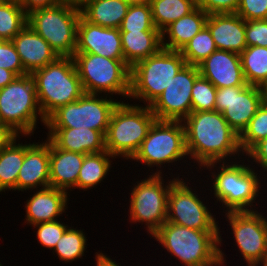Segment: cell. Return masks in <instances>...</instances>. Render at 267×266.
<instances>
[{
  "mask_svg": "<svg viewBox=\"0 0 267 266\" xmlns=\"http://www.w3.org/2000/svg\"><path fill=\"white\" fill-rule=\"evenodd\" d=\"M104 96L84 93L77 101L53 112L46 119L45 126L47 128H89L100 131L105 136L113 110L119 102L111 99V95Z\"/></svg>",
  "mask_w": 267,
  "mask_h": 266,
  "instance_id": "obj_11",
  "label": "cell"
},
{
  "mask_svg": "<svg viewBox=\"0 0 267 266\" xmlns=\"http://www.w3.org/2000/svg\"><path fill=\"white\" fill-rule=\"evenodd\" d=\"M207 18L208 14L197 6L192 12L174 21L161 32L162 47L167 50L180 51L206 26ZM165 37L168 39L165 40Z\"/></svg>",
  "mask_w": 267,
  "mask_h": 266,
  "instance_id": "obj_25",
  "label": "cell"
},
{
  "mask_svg": "<svg viewBox=\"0 0 267 266\" xmlns=\"http://www.w3.org/2000/svg\"><path fill=\"white\" fill-rule=\"evenodd\" d=\"M261 105L259 86L247 84L216 90L214 110L222 113L224 119L239 136Z\"/></svg>",
  "mask_w": 267,
  "mask_h": 266,
  "instance_id": "obj_16",
  "label": "cell"
},
{
  "mask_svg": "<svg viewBox=\"0 0 267 266\" xmlns=\"http://www.w3.org/2000/svg\"><path fill=\"white\" fill-rule=\"evenodd\" d=\"M152 20L162 32L167 26L192 12L197 4L192 0H151Z\"/></svg>",
  "mask_w": 267,
  "mask_h": 266,
  "instance_id": "obj_30",
  "label": "cell"
},
{
  "mask_svg": "<svg viewBox=\"0 0 267 266\" xmlns=\"http://www.w3.org/2000/svg\"><path fill=\"white\" fill-rule=\"evenodd\" d=\"M185 65L180 51L164 48L138 61L131 67L129 98L151 106Z\"/></svg>",
  "mask_w": 267,
  "mask_h": 266,
  "instance_id": "obj_6",
  "label": "cell"
},
{
  "mask_svg": "<svg viewBox=\"0 0 267 266\" xmlns=\"http://www.w3.org/2000/svg\"><path fill=\"white\" fill-rule=\"evenodd\" d=\"M236 14L245 21L267 19V0H240Z\"/></svg>",
  "mask_w": 267,
  "mask_h": 266,
  "instance_id": "obj_41",
  "label": "cell"
},
{
  "mask_svg": "<svg viewBox=\"0 0 267 266\" xmlns=\"http://www.w3.org/2000/svg\"><path fill=\"white\" fill-rule=\"evenodd\" d=\"M200 76L198 66L186 64L150 106L157 120L183 121L192 112L191 92Z\"/></svg>",
  "mask_w": 267,
  "mask_h": 266,
  "instance_id": "obj_15",
  "label": "cell"
},
{
  "mask_svg": "<svg viewBox=\"0 0 267 266\" xmlns=\"http://www.w3.org/2000/svg\"><path fill=\"white\" fill-rule=\"evenodd\" d=\"M162 169L157 170L147 179H142L134 184L130 194L129 212L132 223H143L150 237L166 222L168 194L171 185L179 179V176L168 180L164 185Z\"/></svg>",
  "mask_w": 267,
  "mask_h": 266,
  "instance_id": "obj_10",
  "label": "cell"
},
{
  "mask_svg": "<svg viewBox=\"0 0 267 266\" xmlns=\"http://www.w3.org/2000/svg\"><path fill=\"white\" fill-rule=\"evenodd\" d=\"M38 118L46 124L31 74L17 76L0 90V123L26 137L34 134Z\"/></svg>",
  "mask_w": 267,
  "mask_h": 266,
  "instance_id": "obj_7",
  "label": "cell"
},
{
  "mask_svg": "<svg viewBox=\"0 0 267 266\" xmlns=\"http://www.w3.org/2000/svg\"><path fill=\"white\" fill-rule=\"evenodd\" d=\"M0 68L10 70L17 76L28 74L23 67L19 54L12 41L0 39Z\"/></svg>",
  "mask_w": 267,
  "mask_h": 266,
  "instance_id": "obj_39",
  "label": "cell"
},
{
  "mask_svg": "<svg viewBox=\"0 0 267 266\" xmlns=\"http://www.w3.org/2000/svg\"><path fill=\"white\" fill-rule=\"evenodd\" d=\"M188 157L182 121L155 120L138 152L131 160L148 167L181 161Z\"/></svg>",
  "mask_w": 267,
  "mask_h": 266,
  "instance_id": "obj_12",
  "label": "cell"
},
{
  "mask_svg": "<svg viewBox=\"0 0 267 266\" xmlns=\"http://www.w3.org/2000/svg\"><path fill=\"white\" fill-rule=\"evenodd\" d=\"M34 143L25 144L24 161L17 178L18 191L50 186L49 139Z\"/></svg>",
  "mask_w": 267,
  "mask_h": 266,
  "instance_id": "obj_19",
  "label": "cell"
},
{
  "mask_svg": "<svg viewBox=\"0 0 267 266\" xmlns=\"http://www.w3.org/2000/svg\"><path fill=\"white\" fill-rule=\"evenodd\" d=\"M75 53H91L109 59L124 60L120 30L92 24L81 16L77 26Z\"/></svg>",
  "mask_w": 267,
  "mask_h": 266,
  "instance_id": "obj_17",
  "label": "cell"
},
{
  "mask_svg": "<svg viewBox=\"0 0 267 266\" xmlns=\"http://www.w3.org/2000/svg\"><path fill=\"white\" fill-rule=\"evenodd\" d=\"M200 75L209 80L217 89L246 86L240 54L216 50L198 65Z\"/></svg>",
  "mask_w": 267,
  "mask_h": 266,
  "instance_id": "obj_18",
  "label": "cell"
},
{
  "mask_svg": "<svg viewBox=\"0 0 267 266\" xmlns=\"http://www.w3.org/2000/svg\"><path fill=\"white\" fill-rule=\"evenodd\" d=\"M15 137L0 151V193L17 190V178L25 155V144L16 143Z\"/></svg>",
  "mask_w": 267,
  "mask_h": 266,
  "instance_id": "obj_28",
  "label": "cell"
},
{
  "mask_svg": "<svg viewBox=\"0 0 267 266\" xmlns=\"http://www.w3.org/2000/svg\"><path fill=\"white\" fill-rule=\"evenodd\" d=\"M130 4H150L151 0H127Z\"/></svg>",
  "mask_w": 267,
  "mask_h": 266,
  "instance_id": "obj_50",
  "label": "cell"
},
{
  "mask_svg": "<svg viewBox=\"0 0 267 266\" xmlns=\"http://www.w3.org/2000/svg\"><path fill=\"white\" fill-rule=\"evenodd\" d=\"M27 25L19 1H0V39L11 41Z\"/></svg>",
  "mask_w": 267,
  "mask_h": 266,
  "instance_id": "obj_32",
  "label": "cell"
},
{
  "mask_svg": "<svg viewBox=\"0 0 267 266\" xmlns=\"http://www.w3.org/2000/svg\"><path fill=\"white\" fill-rule=\"evenodd\" d=\"M0 1H19V0H0Z\"/></svg>",
  "mask_w": 267,
  "mask_h": 266,
  "instance_id": "obj_52",
  "label": "cell"
},
{
  "mask_svg": "<svg viewBox=\"0 0 267 266\" xmlns=\"http://www.w3.org/2000/svg\"><path fill=\"white\" fill-rule=\"evenodd\" d=\"M240 0H198L197 6L205 13H236Z\"/></svg>",
  "mask_w": 267,
  "mask_h": 266,
  "instance_id": "obj_42",
  "label": "cell"
},
{
  "mask_svg": "<svg viewBox=\"0 0 267 266\" xmlns=\"http://www.w3.org/2000/svg\"><path fill=\"white\" fill-rule=\"evenodd\" d=\"M85 154L57 148L49 140L50 186L67 192L77 188Z\"/></svg>",
  "mask_w": 267,
  "mask_h": 266,
  "instance_id": "obj_24",
  "label": "cell"
},
{
  "mask_svg": "<svg viewBox=\"0 0 267 266\" xmlns=\"http://www.w3.org/2000/svg\"><path fill=\"white\" fill-rule=\"evenodd\" d=\"M73 60L85 93L129 98L131 67L125 60L91 53H75Z\"/></svg>",
  "mask_w": 267,
  "mask_h": 266,
  "instance_id": "obj_8",
  "label": "cell"
},
{
  "mask_svg": "<svg viewBox=\"0 0 267 266\" xmlns=\"http://www.w3.org/2000/svg\"><path fill=\"white\" fill-rule=\"evenodd\" d=\"M216 50L214 39L208 27L205 26L184 45L180 53L186 61V64L198 66Z\"/></svg>",
  "mask_w": 267,
  "mask_h": 266,
  "instance_id": "obj_34",
  "label": "cell"
},
{
  "mask_svg": "<svg viewBox=\"0 0 267 266\" xmlns=\"http://www.w3.org/2000/svg\"><path fill=\"white\" fill-rule=\"evenodd\" d=\"M11 41L28 74L45 67L59 57L49 43L28 24Z\"/></svg>",
  "mask_w": 267,
  "mask_h": 266,
  "instance_id": "obj_21",
  "label": "cell"
},
{
  "mask_svg": "<svg viewBox=\"0 0 267 266\" xmlns=\"http://www.w3.org/2000/svg\"><path fill=\"white\" fill-rule=\"evenodd\" d=\"M221 231H200L165 222L153 235L185 266H224ZM219 245V246H218Z\"/></svg>",
  "mask_w": 267,
  "mask_h": 266,
  "instance_id": "obj_2",
  "label": "cell"
},
{
  "mask_svg": "<svg viewBox=\"0 0 267 266\" xmlns=\"http://www.w3.org/2000/svg\"><path fill=\"white\" fill-rule=\"evenodd\" d=\"M16 77L17 75L14 72L0 68V90L10 84Z\"/></svg>",
  "mask_w": 267,
  "mask_h": 266,
  "instance_id": "obj_46",
  "label": "cell"
},
{
  "mask_svg": "<svg viewBox=\"0 0 267 266\" xmlns=\"http://www.w3.org/2000/svg\"><path fill=\"white\" fill-rule=\"evenodd\" d=\"M243 75L248 85L260 86L267 81V47H246L241 53Z\"/></svg>",
  "mask_w": 267,
  "mask_h": 266,
  "instance_id": "obj_31",
  "label": "cell"
},
{
  "mask_svg": "<svg viewBox=\"0 0 267 266\" xmlns=\"http://www.w3.org/2000/svg\"><path fill=\"white\" fill-rule=\"evenodd\" d=\"M207 207L179 178L170 187L166 222L200 231H220L215 215Z\"/></svg>",
  "mask_w": 267,
  "mask_h": 266,
  "instance_id": "obj_13",
  "label": "cell"
},
{
  "mask_svg": "<svg viewBox=\"0 0 267 266\" xmlns=\"http://www.w3.org/2000/svg\"><path fill=\"white\" fill-rule=\"evenodd\" d=\"M262 264V265H261ZM260 266H267V254L263 258V260L259 263Z\"/></svg>",
  "mask_w": 267,
  "mask_h": 266,
  "instance_id": "obj_51",
  "label": "cell"
},
{
  "mask_svg": "<svg viewBox=\"0 0 267 266\" xmlns=\"http://www.w3.org/2000/svg\"><path fill=\"white\" fill-rule=\"evenodd\" d=\"M119 30L159 31L153 24L150 4H130Z\"/></svg>",
  "mask_w": 267,
  "mask_h": 266,
  "instance_id": "obj_36",
  "label": "cell"
},
{
  "mask_svg": "<svg viewBox=\"0 0 267 266\" xmlns=\"http://www.w3.org/2000/svg\"><path fill=\"white\" fill-rule=\"evenodd\" d=\"M217 88L201 75L195 80L191 92L192 112L213 111Z\"/></svg>",
  "mask_w": 267,
  "mask_h": 266,
  "instance_id": "obj_37",
  "label": "cell"
},
{
  "mask_svg": "<svg viewBox=\"0 0 267 266\" xmlns=\"http://www.w3.org/2000/svg\"><path fill=\"white\" fill-rule=\"evenodd\" d=\"M81 12L65 0L27 14V24L44 38L59 57H73Z\"/></svg>",
  "mask_w": 267,
  "mask_h": 266,
  "instance_id": "obj_9",
  "label": "cell"
},
{
  "mask_svg": "<svg viewBox=\"0 0 267 266\" xmlns=\"http://www.w3.org/2000/svg\"><path fill=\"white\" fill-rule=\"evenodd\" d=\"M155 120L150 106L119 102L105 134V149L115 158L131 160Z\"/></svg>",
  "mask_w": 267,
  "mask_h": 266,
  "instance_id": "obj_4",
  "label": "cell"
},
{
  "mask_svg": "<svg viewBox=\"0 0 267 266\" xmlns=\"http://www.w3.org/2000/svg\"><path fill=\"white\" fill-rule=\"evenodd\" d=\"M248 158L254 159L252 162H257L261 169L267 171V138L256 143L247 153Z\"/></svg>",
  "mask_w": 267,
  "mask_h": 266,
  "instance_id": "obj_43",
  "label": "cell"
},
{
  "mask_svg": "<svg viewBox=\"0 0 267 266\" xmlns=\"http://www.w3.org/2000/svg\"><path fill=\"white\" fill-rule=\"evenodd\" d=\"M225 213L242 257L248 266H258L267 254V216L256 209Z\"/></svg>",
  "mask_w": 267,
  "mask_h": 266,
  "instance_id": "obj_14",
  "label": "cell"
},
{
  "mask_svg": "<svg viewBox=\"0 0 267 266\" xmlns=\"http://www.w3.org/2000/svg\"><path fill=\"white\" fill-rule=\"evenodd\" d=\"M265 138H267V107L261 105L256 114L251 118L247 128L239 136L242 155Z\"/></svg>",
  "mask_w": 267,
  "mask_h": 266,
  "instance_id": "obj_35",
  "label": "cell"
},
{
  "mask_svg": "<svg viewBox=\"0 0 267 266\" xmlns=\"http://www.w3.org/2000/svg\"><path fill=\"white\" fill-rule=\"evenodd\" d=\"M87 239L83 230L68 227L53 249L61 261L73 262L84 256L87 248ZM86 247V248H85Z\"/></svg>",
  "mask_w": 267,
  "mask_h": 266,
  "instance_id": "obj_33",
  "label": "cell"
},
{
  "mask_svg": "<svg viewBox=\"0 0 267 266\" xmlns=\"http://www.w3.org/2000/svg\"><path fill=\"white\" fill-rule=\"evenodd\" d=\"M120 36L124 60L130 67L163 48L160 31H120Z\"/></svg>",
  "mask_w": 267,
  "mask_h": 266,
  "instance_id": "obj_26",
  "label": "cell"
},
{
  "mask_svg": "<svg viewBox=\"0 0 267 266\" xmlns=\"http://www.w3.org/2000/svg\"><path fill=\"white\" fill-rule=\"evenodd\" d=\"M33 227L37 228L36 236L39 243L43 247L52 250L55 248V245L69 226L61 223L58 220H54L45 223H39Z\"/></svg>",
  "mask_w": 267,
  "mask_h": 266,
  "instance_id": "obj_38",
  "label": "cell"
},
{
  "mask_svg": "<svg viewBox=\"0 0 267 266\" xmlns=\"http://www.w3.org/2000/svg\"><path fill=\"white\" fill-rule=\"evenodd\" d=\"M260 92H261V102L262 105L267 107V81L263 82L259 86Z\"/></svg>",
  "mask_w": 267,
  "mask_h": 266,
  "instance_id": "obj_49",
  "label": "cell"
},
{
  "mask_svg": "<svg viewBox=\"0 0 267 266\" xmlns=\"http://www.w3.org/2000/svg\"><path fill=\"white\" fill-rule=\"evenodd\" d=\"M247 47H267V19L245 21Z\"/></svg>",
  "mask_w": 267,
  "mask_h": 266,
  "instance_id": "obj_40",
  "label": "cell"
},
{
  "mask_svg": "<svg viewBox=\"0 0 267 266\" xmlns=\"http://www.w3.org/2000/svg\"><path fill=\"white\" fill-rule=\"evenodd\" d=\"M68 192L54 187L39 188L35 194L26 201V220L29 225H36L57 218L65 213L68 206Z\"/></svg>",
  "mask_w": 267,
  "mask_h": 266,
  "instance_id": "obj_22",
  "label": "cell"
},
{
  "mask_svg": "<svg viewBox=\"0 0 267 266\" xmlns=\"http://www.w3.org/2000/svg\"><path fill=\"white\" fill-rule=\"evenodd\" d=\"M110 158L115 159L107 150L85 155L77 179V188L87 191L100 184L110 171L112 165Z\"/></svg>",
  "mask_w": 267,
  "mask_h": 266,
  "instance_id": "obj_29",
  "label": "cell"
},
{
  "mask_svg": "<svg viewBox=\"0 0 267 266\" xmlns=\"http://www.w3.org/2000/svg\"><path fill=\"white\" fill-rule=\"evenodd\" d=\"M31 76L45 119L58 108L77 101L85 93L73 57H58L32 72Z\"/></svg>",
  "mask_w": 267,
  "mask_h": 266,
  "instance_id": "obj_3",
  "label": "cell"
},
{
  "mask_svg": "<svg viewBox=\"0 0 267 266\" xmlns=\"http://www.w3.org/2000/svg\"><path fill=\"white\" fill-rule=\"evenodd\" d=\"M182 122L187 154L200 169L212 162H227L228 156L241 155L239 135L222 113L215 110L191 112Z\"/></svg>",
  "mask_w": 267,
  "mask_h": 266,
  "instance_id": "obj_1",
  "label": "cell"
},
{
  "mask_svg": "<svg viewBox=\"0 0 267 266\" xmlns=\"http://www.w3.org/2000/svg\"><path fill=\"white\" fill-rule=\"evenodd\" d=\"M129 7L127 0H97L80 12L81 16L92 24L119 29Z\"/></svg>",
  "mask_w": 267,
  "mask_h": 266,
  "instance_id": "obj_27",
  "label": "cell"
},
{
  "mask_svg": "<svg viewBox=\"0 0 267 266\" xmlns=\"http://www.w3.org/2000/svg\"><path fill=\"white\" fill-rule=\"evenodd\" d=\"M240 161H243V165L239 164ZM240 161L221 162L223 164L212 162L203 166L211 171L212 168L218 167L217 164L220 165L219 170L217 169L218 173L214 171L210 174H212L211 178L213 177L211 180H214L213 194L216 200L226 207L225 212L254 211L252 206L256 205L253 203L259 196L258 194H261L259 192L261 181L258 179L260 176L253 168H250L251 165H244V160Z\"/></svg>",
  "mask_w": 267,
  "mask_h": 266,
  "instance_id": "obj_5",
  "label": "cell"
},
{
  "mask_svg": "<svg viewBox=\"0 0 267 266\" xmlns=\"http://www.w3.org/2000/svg\"><path fill=\"white\" fill-rule=\"evenodd\" d=\"M95 259H96V266H119L115 260L113 261L109 256H107L104 253H95Z\"/></svg>",
  "mask_w": 267,
  "mask_h": 266,
  "instance_id": "obj_47",
  "label": "cell"
},
{
  "mask_svg": "<svg viewBox=\"0 0 267 266\" xmlns=\"http://www.w3.org/2000/svg\"><path fill=\"white\" fill-rule=\"evenodd\" d=\"M69 5H71L74 9L81 11L88 4L97 0H65Z\"/></svg>",
  "mask_w": 267,
  "mask_h": 266,
  "instance_id": "obj_48",
  "label": "cell"
},
{
  "mask_svg": "<svg viewBox=\"0 0 267 266\" xmlns=\"http://www.w3.org/2000/svg\"><path fill=\"white\" fill-rule=\"evenodd\" d=\"M206 26L217 50L240 54L246 47L245 20L236 13L209 14Z\"/></svg>",
  "mask_w": 267,
  "mask_h": 266,
  "instance_id": "obj_20",
  "label": "cell"
},
{
  "mask_svg": "<svg viewBox=\"0 0 267 266\" xmlns=\"http://www.w3.org/2000/svg\"><path fill=\"white\" fill-rule=\"evenodd\" d=\"M15 137L21 138L8 126L0 123V151H2Z\"/></svg>",
  "mask_w": 267,
  "mask_h": 266,
  "instance_id": "obj_45",
  "label": "cell"
},
{
  "mask_svg": "<svg viewBox=\"0 0 267 266\" xmlns=\"http://www.w3.org/2000/svg\"><path fill=\"white\" fill-rule=\"evenodd\" d=\"M47 138L57 148L80 154L106 151L105 136L89 128H48Z\"/></svg>",
  "mask_w": 267,
  "mask_h": 266,
  "instance_id": "obj_23",
  "label": "cell"
},
{
  "mask_svg": "<svg viewBox=\"0 0 267 266\" xmlns=\"http://www.w3.org/2000/svg\"><path fill=\"white\" fill-rule=\"evenodd\" d=\"M64 0H19V4L26 14L34 10L55 6Z\"/></svg>",
  "mask_w": 267,
  "mask_h": 266,
  "instance_id": "obj_44",
  "label": "cell"
}]
</instances>
